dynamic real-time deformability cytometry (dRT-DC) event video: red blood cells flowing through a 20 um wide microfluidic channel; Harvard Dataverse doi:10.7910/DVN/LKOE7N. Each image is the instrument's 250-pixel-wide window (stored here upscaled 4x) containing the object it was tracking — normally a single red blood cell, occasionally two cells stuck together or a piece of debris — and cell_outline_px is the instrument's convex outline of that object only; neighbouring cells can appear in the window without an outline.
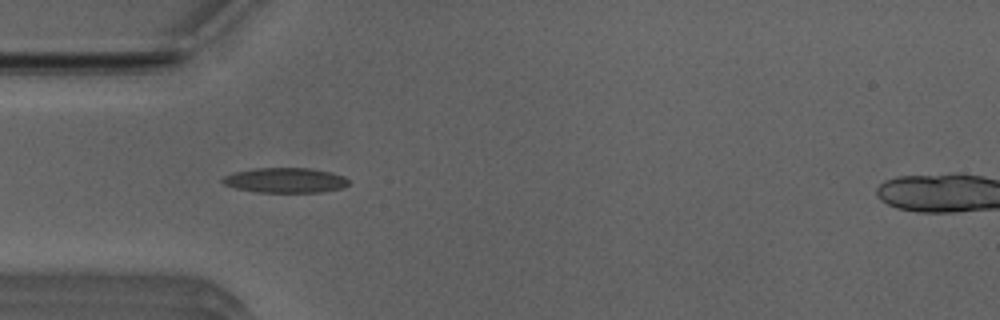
{"species": "Egyptian fruit bat (a non-hibernating species)", "species_latin": "Rousettus aegyptiacus", "temperature_condition": "room temperature", "stored_images_in_passage": 50, "camera_frame_rate_fps": 3000, "um_per_image_px": 0.085, "animal": {"sex": "male"}, "frame": {"image": 1, "passage_image": 14, "time_ms": 4.333, "image_size_px": [1000, 320], "cell_outline_px": [[348, 184], [344, 188], [320, 192], [256, 192], [236, 188], [224, 184], [220, 180], [224, 176], [232, 172], [256, 168], [308, 168], [328, 172], [344, 176], [348, 180]], "centroid_in_image_um": [24.22, 15.32], "position_along_channel_um": 60.8, "area_um2": 18.32}}
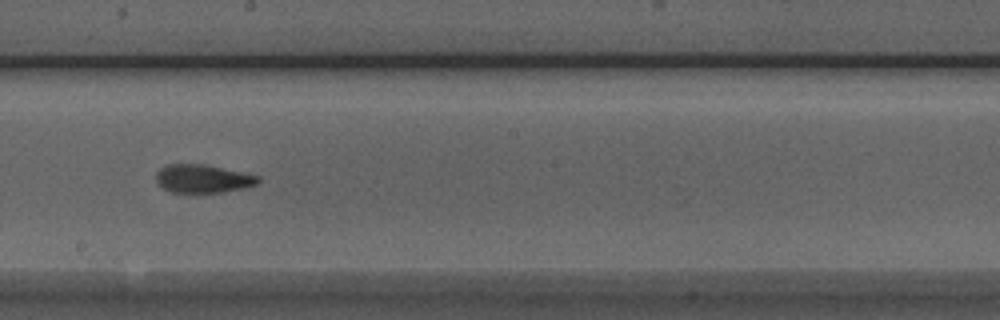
{"frame": {"image": 2, "passage_image": 27, "time_ms": 8.667, "image_size_px": [1000, 320], "cell_outline_px": [[260, 180], [256, 184], [248, 188], [224, 192], [172, 192], [156, 184], [156, 172], [160, 168], [168, 164], [204, 164], [260, 176]], "centroid_in_image_um": [17.24, 15.19], "position_along_channel_um": 231.0, "area_um2": 16.88}}
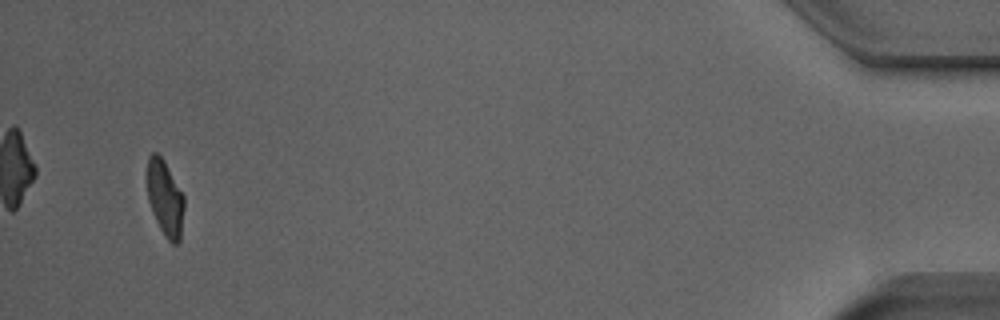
{"frame": {"image": 3, "passage_image": 48, "time_ms": 15.667, "image_size_px": [1000, 320], "cell_outline_px": [[184, 208], [180, 240], [176, 244], [172, 244], [164, 236], [152, 212], [148, 200], [148, 156], [152, 152], [156, 152], [164, 160], [184, 196]], "centroid_in_image_um": [14.04, 16.87], "position_along_channel_um": 421.2, "area_um2": 16.18}, "authors_computed_cell_mechanics": {"area_um2": 17.1666, "velocity_mm_per_s": 3.9538, "shape_relaxation_time_tau1_ms": 5.417, "shape_relaxation_time_tau2_ms": 1.8851, "deformation_change_tau1": 0.1954, "deformation_change_tau2": 0.0719}}